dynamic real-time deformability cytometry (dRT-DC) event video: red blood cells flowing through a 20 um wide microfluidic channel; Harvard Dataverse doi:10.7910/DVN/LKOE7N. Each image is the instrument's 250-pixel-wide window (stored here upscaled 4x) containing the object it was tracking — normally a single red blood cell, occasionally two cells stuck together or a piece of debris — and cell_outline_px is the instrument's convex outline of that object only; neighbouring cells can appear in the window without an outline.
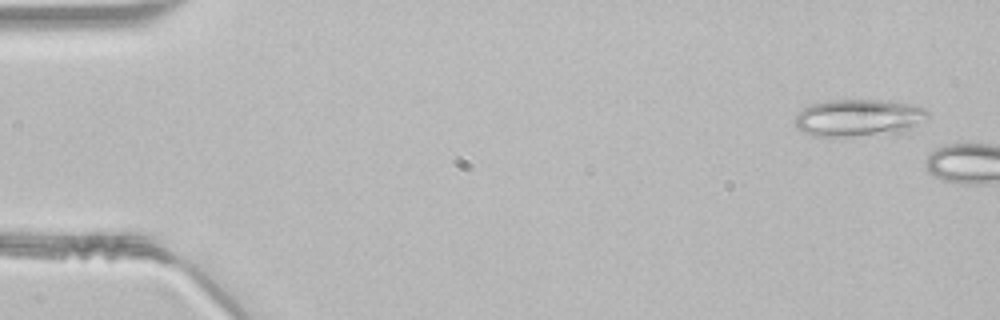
{"species": "common noctule bat (a hibernating species)", "species_latin": "Nyctalus noctula", "temperature_condition": "room temperature", "stored_images_in_passage": 4, "camera_frame_rate_fps": 3000, "um_per_image_px": 0.085, "animal": {"sex": "male", "body_mass_g": 21.5, "forearm_length_mm": 52.0}, "frame": {"image": 1, "passage_image": 1, "time_ms": 0.0, "image_size_px": [1000, 320], "cell_outline_px": [[928, 116], [912, 128], [900, 132], [852, 136], [816, 136], [804, 132], [796, 128], [796, 116], [804, 108], [812, 104], [832, 100], [880, 100], [916, 104], [924, 108], [928, 112]], "centroid_in_image_um": [73.0, 10.0], "position_along_channel_um": 12.0, "area_um2": 28.5}}